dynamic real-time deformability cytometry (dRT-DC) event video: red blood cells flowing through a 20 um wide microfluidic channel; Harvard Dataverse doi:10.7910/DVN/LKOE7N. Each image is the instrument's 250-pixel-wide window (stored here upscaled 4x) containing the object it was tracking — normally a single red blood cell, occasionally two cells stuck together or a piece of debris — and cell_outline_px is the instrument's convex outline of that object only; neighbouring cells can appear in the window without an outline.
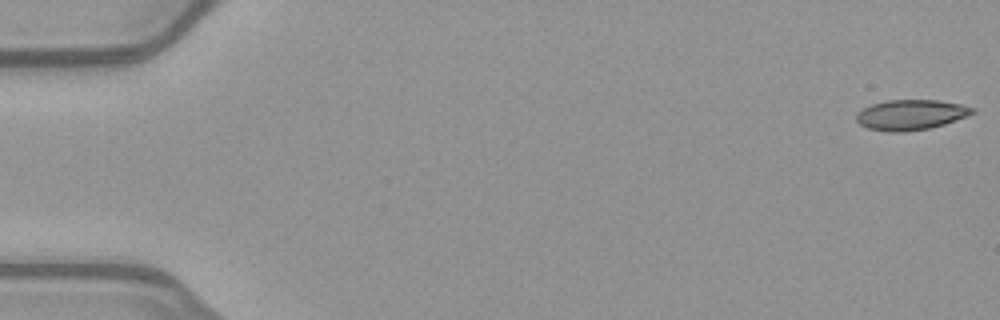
{"species": "common noctule bat (a hibernating species)", "species_latin": "Nyctalus noctula", "temperature_condition": "warm", "stored_images_in_passage": 52, "camera_frame_rate_fps": 3000, "um_per_image_px": 0.085, "animal": {"sex": "female", "body_mass_g": 21.9}, "frame": {"image": 1, "passage_image": 1, "time_ms": 0.0, "image_size_px": [1000, 320], "cell_outline_px": [[976, 112], [968, 116], [944, 124], [928, 128], [904, 132], [888, 132], [868, 128], [860, 124], [856, 120], [856, 112], [872, 104], [888, 100], [936, 100], [960, 104], [972, 108]], "centroid_in_image_um": [77.4, 9.76], "position_along_channel_um": 7.6, "area_um2": 20.35}}
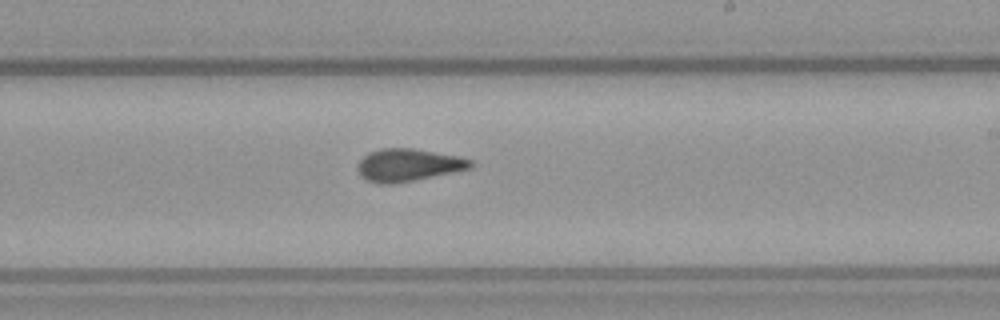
{"frame": {"image": 2, "passage_image": 31, "time_ms": 10.0, "image_size_px": [1000, 320], "cell_outline_px": [[476, 164], [472, 168], [396, 184], [380, 184], [368, 180], [360, 176], [356, 168], [360, 160], [368, 152], [380, 148], [412, 148], [460, 156], [472, 160]], "centroid_in_image_um": [34.71, 14.02], "position_along_channel_um": 254.3, "area_um2": 21.68}}
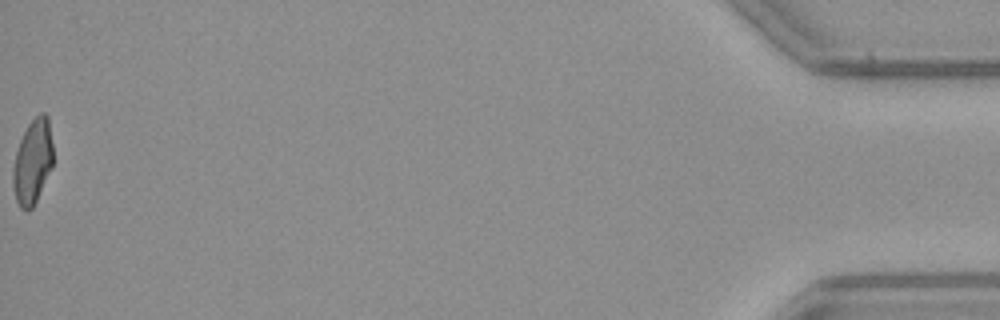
{"frame": {"image": 3, "passage_image": 52, "time_ms": 17.0, "image_size_px": [1000, 320], "cell_outline_px": [[52, 168], [32, 208], [28, 212], [20, 208], [16, 200], [12, 184], [12, 168], [16, 152], [20, 140], [28, 124], [40, 112], [44, 112], [48, 116], [52, 144]], "centroid_in_image_um": [2.76, 13.76], "position_along_channel_um": 432.4, "area_um2": 19.83}, "authors_computed_cell_mechanics": {"area_um2": 21.1548, "velocity_mm_per_s": 4.0276, "shape_relaxation_time_tau1_ms": null, "shape_relaxation_time_tau2_ms": 1.7981, "deformation_change_tau1": null, "deformation_change_tau2": 0.0886}}